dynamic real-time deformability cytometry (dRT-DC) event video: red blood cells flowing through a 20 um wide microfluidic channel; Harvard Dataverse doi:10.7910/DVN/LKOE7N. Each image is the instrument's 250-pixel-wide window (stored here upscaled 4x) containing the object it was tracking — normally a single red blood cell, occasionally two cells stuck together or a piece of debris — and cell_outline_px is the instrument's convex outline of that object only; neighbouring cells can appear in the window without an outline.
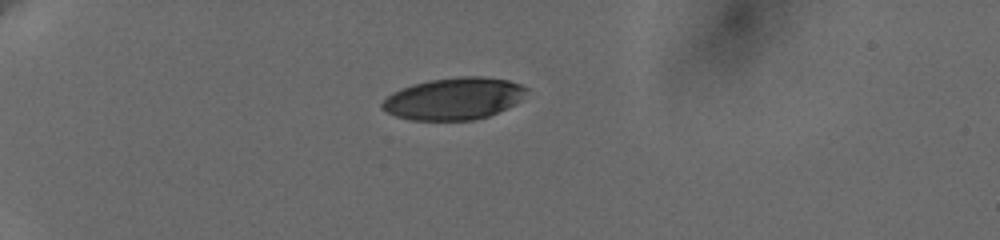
{"species": "human", "species_latin": "Homo sapiens", "temperature_condition": "cold", "stored_images_in_passage": 2, "camera_frame_rate_fps": 3000, "um_per_image_px": 0.085, "donor": {"sex": "female"}, "frame": {"image": 1, "passage_image": 1, "time_ms": 0.0, "image_size_px": [1000, 240], "cell_outline_px": [[528, 88], [520, 100], [508, 108], [488, 116], [472, 120], [412, 120], [396, 116], [380, 108], [380, 104], [392, 92], [400, 88], [412, 84], [432, 80], [460, 76], [484, 76], [508, 80], [520, 84]], "centroid_in_image_um": [38.57, 8.38], "position_along_channel_um": 46.4, "area_um2": 35.32}}